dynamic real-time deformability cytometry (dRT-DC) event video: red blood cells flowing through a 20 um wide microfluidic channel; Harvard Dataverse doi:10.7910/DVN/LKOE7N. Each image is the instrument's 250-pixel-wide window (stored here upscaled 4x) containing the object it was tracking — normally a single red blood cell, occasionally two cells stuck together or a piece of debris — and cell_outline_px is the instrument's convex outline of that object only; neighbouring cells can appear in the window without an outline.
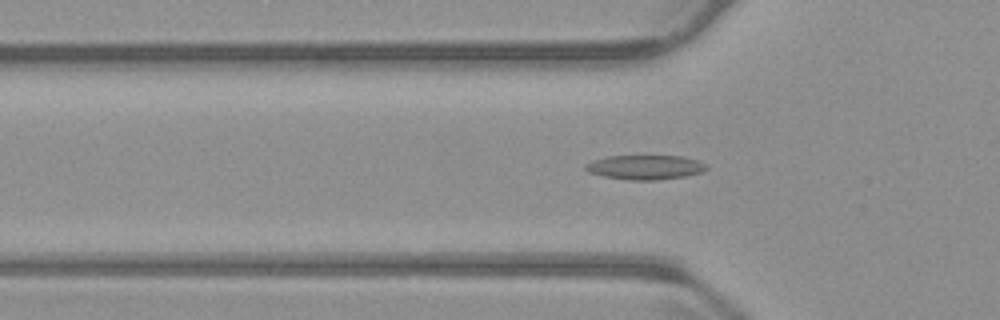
{"species": "common noctule bat (a hibernating species)", "species_latin": "Nyctalus noctula", "temperature_condition": "warm", "stored_images_in_passage": 55, "camera_frame_rate_fps": 3000, "um_per_image_px": 0.085, "animal": {"sex": "male", "body_mass_g": 23.1, "forearm_length_mm": 52.7}, "frame": {"image": 1, "passage_image": 18, "time_ms": 5.667, "image_size_px": [1000, 320], "cell_outline_px": [[708, 168], [700, 172], [684, 176], [656, 180], [632, 180], [604, 176], [588, 172], [584, 168], [584, 164], [592, 160], [608, 156], [684, 156], [708, 164]], "centroid_in_image_um": [54.82, 14.21], "position_along_channel_um": 71.0, "area_um2": 17.17}}
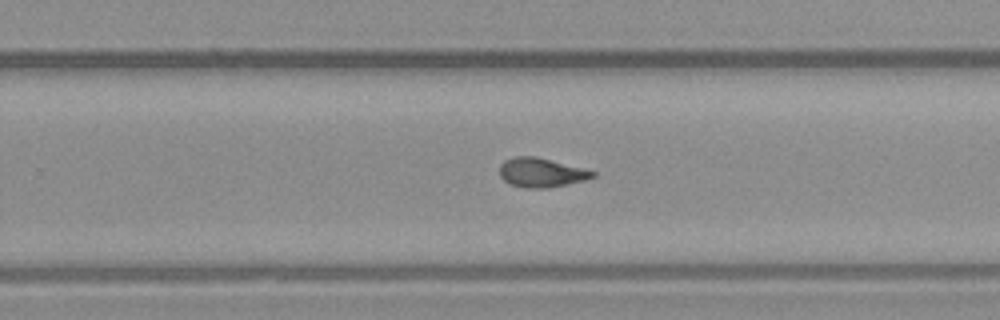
{"frame": {"image": 2, "passage_image": 35, "time_ms": 11.333, "image_size_px": [1000, 320], "cell_outline_px": [[596, 176], [584, 180], [548, 188], [524, 188], [508, 184], [500, 176], [500, 164], [504, 160], [512, 156], [536, 156], [596, 172]], "centroid_in_image_um": [45.95, 14.67], "position_along_channel_um": 283.8, "area_um2": 15.84}}
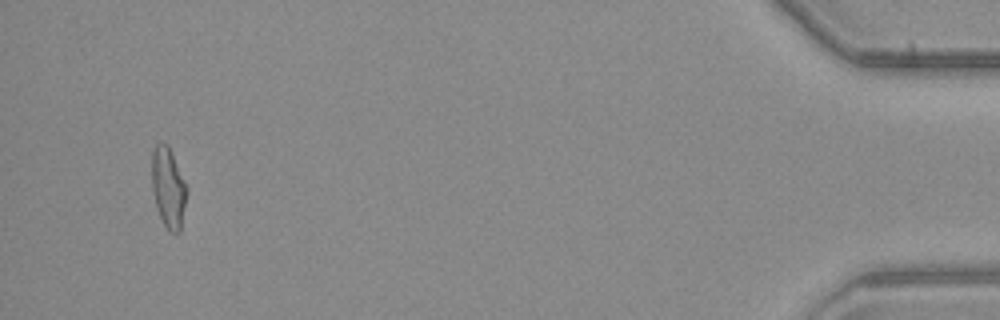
{"frame": {"image": 3, "passage_image": 53, "time_ms": 17.333, "image_size_px": [1000, 320], "cell_outline_px": [[188, 188], [180, 232], [176, 236], [168, 232], [156, 208], [152, 188], [152, 152], [156, 144], [168, 144]], "centroid_in_image_um": [14.31, 16.01], "position_along_channel_um": 420.9, "area_um2": 16.47}, "authors_computed_cell_mechanics": {"area_um2": 15.895, "velocity_mm_per_s": 3.7376, "shape_relaxation_time_tau1_ms": 10.728, "shape_relaxation_time_tau2_ms": 2.4793, "deformation_change_tau1": 0.2773, "deformation_change_tau2": 0.0816}}